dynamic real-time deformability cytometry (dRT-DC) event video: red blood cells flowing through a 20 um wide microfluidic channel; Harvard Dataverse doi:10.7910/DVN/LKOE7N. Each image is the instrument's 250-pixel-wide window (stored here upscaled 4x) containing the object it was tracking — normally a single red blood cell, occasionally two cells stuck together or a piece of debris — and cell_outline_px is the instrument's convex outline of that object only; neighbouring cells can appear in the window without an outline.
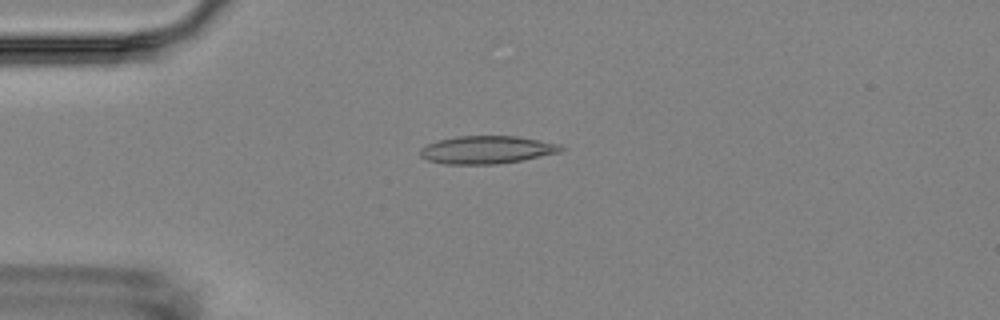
{"species": "Egyptian fruit bat (a non-hibernating species)", "species_latin": "Rousettus aegyptiacus", "temperature_condition": "room temperature", "stored_images_in_passage": 6, "camera_frame_rate_fps": 3000, "um_per_image_px": 0.085, "animal": {"sex": "female"}, "frame": {"image": 1, "passage_image": 2, "time_ms": 1.333, "image_size_px": [1000, 320], "cell_outline_px": [[564, 148], [560, 152], [524, 160], [496, 164], [444, 164], [428, 160], [420, 156], [420, 148], [428, 144], [440, 140], [460, 136], [516, 136], [560, 144]], "centroid_in_image_um": [41.39, 12.74], "position_along_channel_um": 43.6, "area_um2": 22.72}}
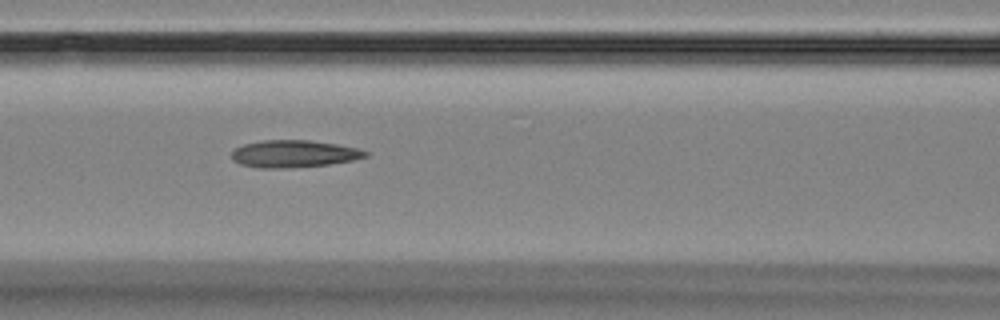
{"frame": {"image": 2, "passage_image": 5, "time_ms": 4.667, "image_size_px": [1000, 320], "cell_outline_px": [[368, 156], [352, 160], [328, 164], [280, 168], [260, 168], [240, 164], [232, 160], [232, 152], [236, 148], [244, 144], [260, 140], [308, 140], [336, 144], [360, 148], [368, 152]], "centroid_in_image_um": [24.97, 13.06], "position_along_channel_um": 141.6, "area_um2": 21.1}}
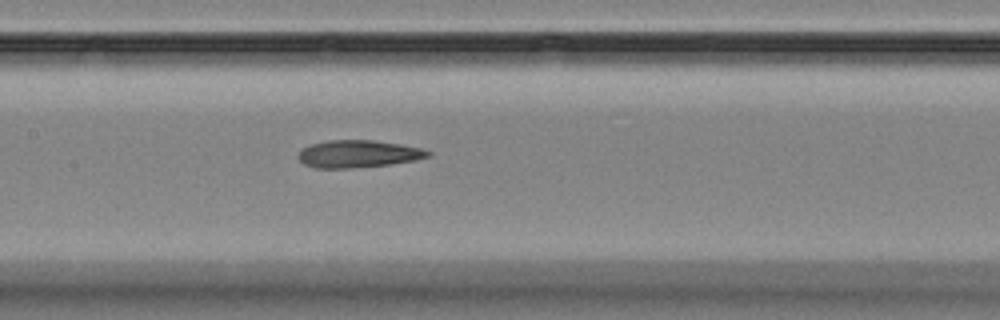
{"frame": {"image": 3, "passage_image": 6, "time_ms": 5.667, "image_size_px": [1000, 320], "cell_outline_px": [[432, 156], [416, 160], [388, 164], [352, 168], [316, 168], [304, 164], [296, 156], [300, 148], [312, 144], [328, 140], [372, 140], [400, 144], [424, 148], [432, 152]], "centroid_in_image_um": [30.45, 13.07], "position_along_channel_um": 176.9, "area_um2": 20.87}}